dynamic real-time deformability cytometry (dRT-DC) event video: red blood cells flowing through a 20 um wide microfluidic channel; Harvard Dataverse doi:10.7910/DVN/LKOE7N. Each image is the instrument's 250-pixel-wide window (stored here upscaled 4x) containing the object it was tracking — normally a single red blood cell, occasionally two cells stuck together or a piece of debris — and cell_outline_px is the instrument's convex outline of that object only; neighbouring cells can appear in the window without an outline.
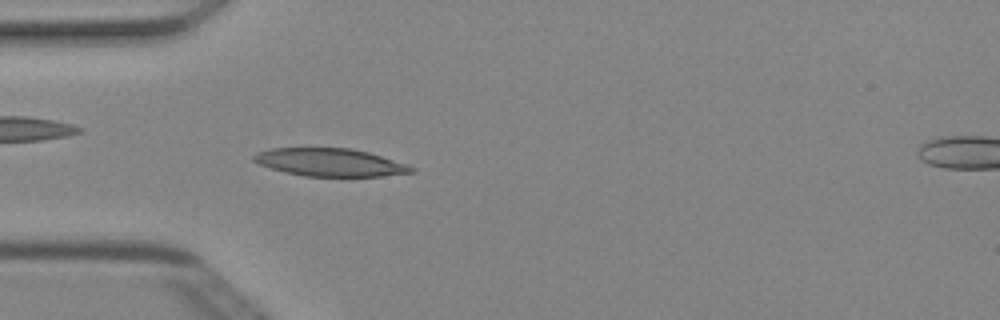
{"species": "Egyptian fruit bat (a non-hibernating species)", "species_latin": "Rousettus aegyptiacus", "temperature_condition": "cold", "stored_images_in_passage": 48, "camera_frame_rate_fps": 3000, "um_per_image_px": 0.085, "animal": {"sex": "female"}, "frame": {"image": 1, "passage_image": 13, "time_ms": 4.0, "image_size_px": [1000, 320], "cell_outline_px": [[416, 172], [380, 176], [304, 176], [284, 172], [260, 164], [252, 160], [252, 156], [256, 152], [272, 148], [352, 148], [368, 152], [408, 164], [416, 168]], "centroid_in_image_um": [28.07, 13.8], "position_along_channel_um": 56.9, "area_um2": 25.61}}
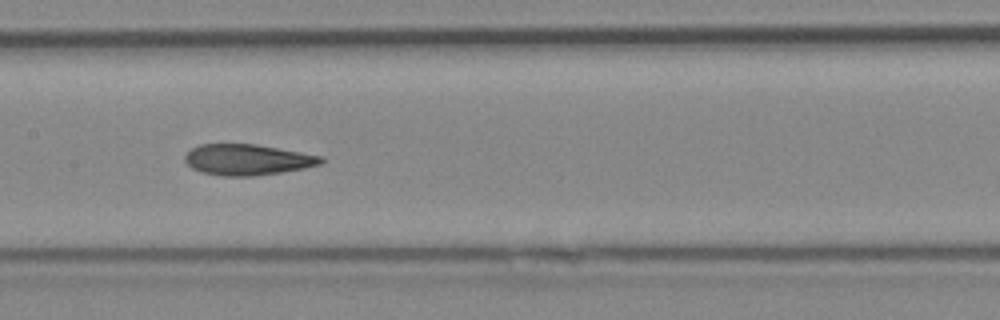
{"frame": {"image": 2, "passage_image": 23, "time_ms": 7.333, "image_size_px": [1000, 320], "cell_outline_px": [[324, 160], [320, 164], [304, 168], [280, 172], [252, 176], [220, 176], [200, 172], [192, 168], [184, 160], [184, 156], [192, 148], [200, 144], [256, 144], [324, 156]], "centroid_in_image_um": [21.02, 13.57], "position_along_channel_um": 186.4, "area_um2": 24.51}}
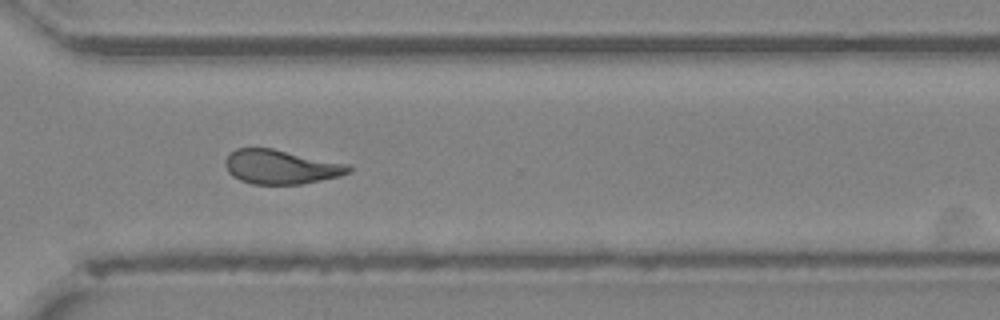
{"frame": {"image": 3, "passage_image": 35, "time_ms": 11.333, "image_size_px": [1000, 320], "cell_outline_px": [[352, 172], [340, 176], [300, 184], [252, 184], [240, 180], [232, 176], [228, 172], [224, 164], [224, 160], [236, 148], [272, 148], [348, 164], [352, 168]], "centroid_in_image_um": [23.87, 14.19], "position_along_channel_um": 346.7, "area_um2": 24.57}, "authors_computed_cell_mechanics": {"area_um2": 25.0274, "velocity_mm_per_s": 4.0061, "shape_relaxation_time_tau1_ms": 5.3194, "shape_relaxation_time_tau2_ms": 2.1805, "deformation_change_tau1": 0.1596, "deformation_change_tau2": 0.0974}}